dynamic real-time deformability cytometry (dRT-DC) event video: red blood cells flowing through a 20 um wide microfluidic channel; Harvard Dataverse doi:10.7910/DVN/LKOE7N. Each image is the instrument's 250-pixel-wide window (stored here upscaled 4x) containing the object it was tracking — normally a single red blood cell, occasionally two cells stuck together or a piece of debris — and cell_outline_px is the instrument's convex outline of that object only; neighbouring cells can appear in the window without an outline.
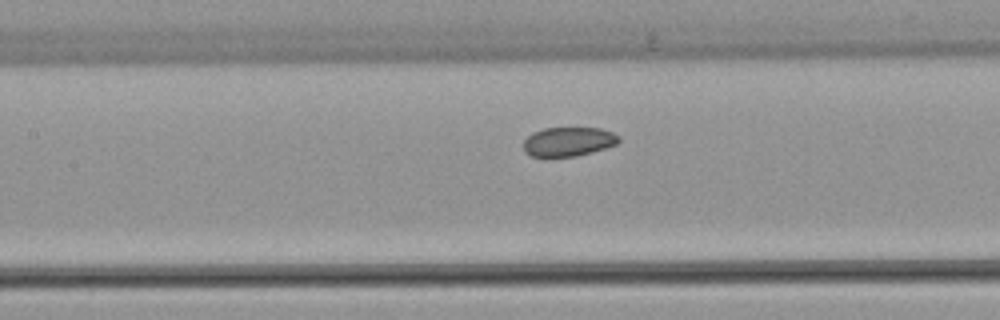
{"species": "common noctule bat (a hibernating species)", "species_latin": "Nyctalus noctula", "temperature_condition": "warm", "stored_images_in_passage": 32, "camera_frame_rate_fps": 3000, "um_per_image_px": 0.085, "animal": {"sex": "female", "body_mass_g": 22.7, "forearm_length_mm": 54.2}, "frame": {"image": 1, "passage_image": 14, "time_ms": 4.333, "image_size_px": [1000, 320], "cell_outline_px": [[620, 140], [616, 144], [592, 152], [576, 156], [532, 156], [524, 152], [524, 140], [532, 132], [544, 128], [600, 128], [612, 132], [620, 136]], "centroid_in_image_um": [48.31, 12.03], "position_along_channel_um": 159.1, "area_um2": 16.13}}